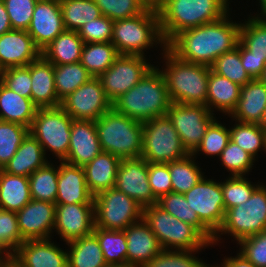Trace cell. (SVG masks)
<instances>
[{
	"mask_svg": "<svg viewBox=\"0 0 266 267\" xmlns=\"http://www.w3.org/2000/svg\"><path fill=\"white\" fill-rule=\"evenodd\" d=\"M123 231L127 239V264L130 266L144 267L163 250L143 218Z\"/></svg>",
	"mask_w": 266,
	"mask_h": 267,
	"instance_id": "23",
	"label": "cell"
},
{
	"mask_svg": "<svg viewBox=\"0 0 266 267\" xmlns=\"http://www.w3.org/2000/svg\"><path fill=\"white\" fill-rule=\"evenodd\" d=\"M59 173L55 204H94V196L88 190L82 166L58 161Z\"/></svg>",
	"mask_w": 266,
	"mask_h": 267,
	"instance_id": "24",
	"label": "cell"
},
{
	"mask_svg": "<svg viewBox=\"0 0 266 267\" xmlns=\"http://www.w3.org/2000/svg\"><path fill=\"white\" fill-rule=\"evenodd\" d=\"M215 115L204 105L171 102L167 110V117L189 154L199 146L207 128L216 119Z\"/></svg>",
	"mask_w": 266,
	"mask_h": 267,
	"instance_id": "12",
	"label": "cell"
},
{
	"mask_svg": "<svg viewBox=\"0 0 266 267\" xmlns=\"http://www.w3.org/2000/svg\"><path fill=\"white\" fill-rule=\"evenodd\" d=\"M221 267H255L242 253L238 252L235 257H224Z\"/></svg>",
	"mask_w": 266,
	"mask_h": 267,
	"instance_id": "57",
	"label": "cell"
},
{
	"mask_svg": "<svg viewBox=\"0 0 266 267\" xmlns=\"http://www.w3.org/2000/svg\"><path fill=\"white\" fill-rule=\"evenodd\" d=\"M68 267H105L103 252L97 237L92 233L67 243Z\"/></svg>",
	"mask_w": 266,
	"mask_h": 267,
	"instance_id": "33",
	"label": "cell"
},
{
	"mask_svg": "<svg viewBox=\"0 0 266 267\" xmlns=\"http://www.w3.org/2000/svg\"><path fill=\"white\" fill-rule=\"evenodd\" d=\"M73 119L61 107L38 108L29 132L41 144L44 153L53 152L59 161L68 154Z\"/></svg>",
	"mask_w": 266,
	"mask_h": 267,
	"instance_id": "9",
	"label": "cell"
},
{
	"mask_svg": "<svg viewBox=\"0 0 266 267\" xmlns=\"http://www.w3.org/2000/svg\"><path fill=\"white\" fill-rule=\"evenodd\" d=\"M95 125L103 152L120 159L141 157L143 123L117 113L112 108L99 117Z\"/></svg>",
	"mask_w": 266,
	"mask_h": 267,
	"instance_id": "6",
	"label": "cell"
},
{
	"mask_svg": "<svg viewBox=\"0 0 266 267\" xmlns=\"http://www.w3.org/2000/svg\"><path fill=\"white\" fill-rule=\"evenodd\" d=\"M60 106L72 119L96 121L112 109V102L106 96L100 79L92 77L62 99Z\"/></svg>",
	"mask_w": 266,
	"mask_h": 267,
	"instance_id": "15",
	"label": "cell"
},
{
	"mask_svg": "<svg viewBox=\"0 0 266 267\" xmlns=\"http://www.w3.org/2000/svg\"><path fill=\"white\" fill-rule=\"evenodd\" d=\"M143 220L163 250L195 251L212 244L192 225L170 215L157 204L143 208Z\"/></svg>",
	"mask_w": 266,
	"mask_h": 267,
	"instance_id": "7",
	"label": "cell"
},
{
	"mask_svg": "<svg viewBox=\"0 0 266 267\" xmlns=\"http://www.w3.org/2000/svg\"><path fill=\"white\" fill-rule=\"evenodd\" d=\"M239 42L252 56L266 58V18L251 15L241 22Z\"/></svg>",
	"mask_w": 266,
	"mask_h": 267,
	"instance_id": "42",
	"label": "cell"
},
{
	"mask_svg": "<svg viewBox=\"0 0 266 267\" xmlns=\"http://www.w3.org/2000/svg\"><path fill=\"white\" fill-rule=\"evenodd\" d=\"M144 56L119 55L114 63L98 78L106 96L113 103L135 86L152 68Z\"/></svg>",
	"mask_w": 266,
	"mask_h": 267,
	"instance_id": "13",
	"label": "cell"
},
{
	"mask_svg": "<svg viewBox=\"0 0 266 267\" xmlns=\"http://www.w3.org/2000/svg\"><path fill=\"white\" fill-rule=\"evenodd\" d=\"M242 253L255 267H266V230L237 243Z\"/></svg>",
	"mask_w": 266,
	"mask_h": 267,
	"instance_id": "54",
	"label": "cell"
},
{
	"mask_svg": "<svg viewBox=\"0 0 266 267\" xmlns=\"http://www.w3.org/2000/svg\"><path fill=\"white\" fill-rule=\"evenodd\" d=\"M111 42L119 55L146 56L145 51L153 48L154 44L165 49V43L159 22L156 6L150 5L137 16L115 20L113 22ZM158 44V45H157Z\"/></svg>",
	"mask_w": 266,
	"mask_h": 267,
	"instance_id": "5",
	"label": "cell"
},
{
	"mask_svg": "<svg viewBox=\"0 0 266 267\" xmlns=\"http://www.w3.org/2000/svg\"><path fill=\"white\" fill-rule=\"evenodd\" d=\"M32 200L29 178L0 170V209L18 212Z\"/></svg>",
	"mask_w": 266,
	"mask_h": 267,
	"instance_id": "31",
	"label": "cell"
},
{
	"mask_svg": "<svg viewBox=\"0 0 266 267\" xmlns=\"http://www.w3.org/2000/svg\"><path fill=\"white\" fill-rule=\"evenodd\" d=\"M184 196L199 219L216 234L226 213L221 182L203 176Z\"/></svg>",
	"mask_w": 266,
	"mask_h": 267,
	"instance_id": "14",
	"label": "cell"
},
{
	"mask_svg": "<svg viewBox=\"0 0 266 267\" xmlns=\"http://www.w3.org/2000/svg\"><path fill=\"white\" fill-rule=\"evenodd\" d=\"M92 77L81 62L54 65V83L58 98L64 99Z\"/></svg>",
	"mask_w": 266,
	"mask_h": 267,
	"instance_id": "39",
	"label": "cell"
},
{
	"mask_svg": "<svg viewBox=\"0 0 266 267\" xmlns=\"http://www.w3.org/2000/svg\"><path fill=\"white\" fill-rule=\"evenodd\" d=\"M259 80L266 86V65L264 67L263 73L261 77L259 78Z\"/></svg>",
	"mask_w": 266,
	"mask_h": 267,
	"instance_id": "62",
	"label": "cell"
},
{
	"mask_svg": "<svg viewBox=\"0 0 266 267\" xmlns=\"http://www.w3.org/2000/svg\"><path fill=\"white\" fill-rule=\"evenodd\" d=\"M161 51L165 67L159 70L165 78L170 101L206 106L211 67L183 61L167 47Z\"/></svg>",
	"mask_w": 266,
	"mask_h": 267,
	"instance_id": "4",
	"label": "cell"
},
{
	"mask_svg": "<svg viewBox=\"0 0 266 267\" xmlns=\"http://www.w3.org/2000/svg\"><path fill=\"white\" fill-rule=\"evenodd\" d=\"M41 56L26 30L12 29L0 36V72L11 67L27 66Z\"/></svg>",
	"mask_w": 266,
	"mask_h": 267,
	"instance_id": "21",
	"label": "cell"
},
{
	"mask_svg": "<svg viewBox=\"0 0 266 267\" xmlns=\"http://www.w3.org/2000/svg\"><path fill=\"white\" fill-rule=\"evenodd\" d=\"M0 81L20 96L31 99V75L27 66L2 70L0 72Z\"/></svg>",
	"mask_w": 266,
	"mask_h": 267,
	"instance_id": "51",
	"label": "cell"
},
{
	"mask_svg": "<svg viewBox=\"0 0 266 267\" xmlns=\"http://www.w3.org/2000/svg\"><path fill=\"white\" fill-rule=\"evenodd\" d=\"M38 0H3L12 29H28Z\"/></svg>",
	"mask_w": 266,
	"mask_h": 267,
	"instance_id": "52",
	"label": "cell"
},
{
	"mask_svg": "<svg viewBox=\"0 0 266 267\" xmlns=\"http://www.w3.org/2000/svg\"><path fill=\"white\" fill-rule=\"evenodd\" d=\"M266 109V86L252 79L240 88V98L231 113L232 121L260 124Z\"/></svg>",
	"mask_w": 266,
	"mask_h": 267,
	"instance_id": "26",
	"label": "cell"
},
{
	"mask_svg": "<svg viewBox=\"0 0 266 267\" xmlns=\"http://www.w3.org/2000/svg\"><path fill=\"white\" fill-rule=\"evenodd\" d=\"M230 130V140L249 153L256 161L258 152L265 151L266 132L256 123L235 121ZM257 156V157H256Z\"/></svg>",
	"mask_w": 266,
	"mask_h": 267,
	"instance_id": "40",
	"label": "cell"
},
{
	"mask_svg": "<svg viewBox=\"0 0 266 267\" xmlns=\"http://www.w3.org/2000/svg\"><path fill=\"white\" fill-rule=\"evenodd\" d=\"M52 238L24 241L10 259L19 267H68V253Z\"/></svg>",
	"mask_w": 266,
	"mask_h": 267,
	"instance_id": "19",
	"label": "cell"
},
{
	"mask_svg": "<svg viewBox=\"0 0 266 267\" xmlns=\"http://www.w3.org/2000/svg\"><path fill=\"white\" fill-rule=\"evenodd\" d=\"M113 20L102 15L87 22L77 31L84 43L111 42Z\"/></svg>",
	"mask_w": 266,
	"mask_h": 267,
	"instance_id": "53",
	"label": "cell"
},
{
	"mask_svg": "<svg viewBox=\"0 0 266 267\" xmlns=\"http://www.w3.org/2000/svg\"><path fill=\"white\" fill-rule=\"evenodd\" d=\"M37 109L30 98L20 96L0 81V120L30 129Z\"/></svg>",
	"mask_w": 266,
	"mask_h": 267,
	"instance_id": "30",
	"label": "cell"
},
{
	"mask_svg": "<svg viewBox=\"0 0 266 267\" xmlns=\"http://www.w3.org/2000/svg\"><path fill=\"white\" fill-rule=\"evenodd\" d=\"M120 162L119 157L102 151L91 162L83 166L86 184L93 196L115 187Z\"/></svg>",
	"mask_w": 266,
	"mask_h": 267,
	"instance_id": "27",
	"label": "cell"
},
{
	"mask_svg": "<svg viewBox=\"0 0 266 267\" xmlns=\"http://www.w3.org/2000/svg\"><path fill=\"white\" fill-rule=\"evenodd\" d=\"M240 88L241 86L238 84L211 69L207 86L206 106L212 113L216 110L222 112V114L225 113V116H230L238 104Z\"/></svg>",
	"mask_w": 266,
	"mask_h": 267,
	"instance_id": "28",
	"label": "cell"
},
{
	"mask_svg": "<svg viewBox=\"0 0 266 267\" xmlns=\"http://www.w3.org/2000/svg\"><path fill=\"white\" fill-rule=\"evenodd\" d=\"M59 165L48 162L34 171L29 178L31 197L34 200L55 204L57 197Z\"/></svg>",
	"mask_w": 266,
	"mask_h": 267,
	"instance_id": "38",
	"label": "cell"
},
{
	"mask_svg": "<svg viewBox=\"0 0 266 267\" xmlns=\"http://www.w3.org/2000/svg\"><path fill=\"white\" fill-rule=\"evenodd\" d=\"M118 56L112 42L84 43L80 62L93 77H99Z\"/></svg>",
	"mask_w": 266,
	"mask_h": 267,
	"instance_id": "35",
	"label": "cell"
},
{
	"mask_svg": "<svg viewBox=\"0 0 266 267\" xmlns=\"http://www.w3.org/2000/svg\"><path fill=\"white\" fill-rule=\"evenodd\" d=\"M211 69L241 87L252 80L241 63L239 42L234 49L219 56L211 65Z\"/></svg>",
	"mask_w": 266,
	"mask_h": 267,
	"instance_id": "43",
	"label": "cell"
},
{
	"mask_svg": "<svg viewBox=\"0 0 266 267\" xmlns=\"http://www.w3.org/2000/svg\"><path fill=\"white\" fill-rule=\"evenodd\" d=\"M202 267H219V265L218 264L217 265L216 264H214V265L211 264L210 265V264H206L205 263Z\"/></svg>",
	"mask_w": 266,
	"mask_h": 267,
	"instance_id": "65",
	"label": "cell"
},
{
	"mask_svg": "<svg viewBox=\"0 0 266 267\" xmlns=\"http://www.w3.org/2000/svg\"><path fill=\"white\" fill-rule=\"evenodd\" d=\"M65 30L78 31L80 27L102 16L94 0H59Z\"/></svg>",
	"mask_w": 266,
	"mask_h": 267,
	"instance_id": "36",
	"label": "cell"
},
{
	"mask_svg": "<svg viewBox=\"0 0 266 267\" xmlns=\"http://www.w3.org/2000/svg\"><path fill=\"white\" fill-rule=\"evenodd\" d=\"M157 205L170 215L194 226L211 244L215 234L199 219L192 210L184 194L170 192L157 200Z\"/></svg>",
	"mask_w": 266,
	"mask_h": 267,
	"instance_id": "34",
	"label": "cell"
},
{
	"mask_svg": "<svg viewBox=\"0 0 266 267\" xmlns=\"http://www.w3.org/2000/svg\"><path fill=\"white\" fill-rule=\"evenodd\" d=\"M7 259V257L0 251V265Z\"/></svg>",
	"mask_w": 266,
	"mask_h": 267,
	"instance_id": "64",
	"label": "cell"
},
{
	"mask_svg": "<svg viewBox=\"0 0 266 267\" xmlns=\"http://www.w3.org/2000/svg\"><path fill=\"white\" fill-rule=\"evenodd\" d=\"M65 30L59 0H38L27 29L35 45L42 51Z\"/></svg>",
	"mask_w": 266,
	"mask_h": 267,
	"instance_id": "20",
	"label": "cell"
},
{
	"mask_svg": "<svg viewBox=\"0 0 266 267\" xmlns=\"http://www.w3.org/2000/svg\"><path fill=\"white\" fill-rule=\"evenodd\" d=\"M228 13L220 20L181 31L167 48L179 59L211 67L225 52L239 42L240 23L233 22Z\"/></svg>",
	"mask_w": 266,
	"mask_h": 267,
	"instance_id": "1",
	"label": "cell"
},
{
	"mask_svg": "<svg viewBox=\"0 0 266 267\" xmlns=\"http://www.w3.org/2000/svg\"><path fill=\"white\" fill-rule=\"evenodd\" d=\"M241 63L252 79H259L266 65V58L252 56V53L239 42Z\"/></svg>",
	"mask_w": 266,
	"mask_h": 267,
	"instance_id": "56",
	"label": "cell"
},
{
	"mask_svg": "<svg viewBox=\"0 0 266 267\" xmlns=\"http://www.w3.org/2000/svg\"><path fill=\"white\" fill-rule=\"evenodd\" d=\"M222 167L230 172V176H246L256 161L249 153L233 141H229L228 145L219 156Z\"/></svg>",
	"mask_w": 266,
	"mask_h": 267,
	"instance_id": "49",
	"label": "cell"
},
{
	"mask_svg": "<svg viewBox=\"0 0 266 267\" xmlns=\"http://www.w3.org/2000/svg\"><path fill=\"white\" fill-rule=\"evenodd\" d=\"M264 230H266V184L261 182L248 201L226 211L222 227L215 234L212 245L219 243L223 239L220 238L223 234H229L240 242Z\"/></svg>",
	"mask_w": 266,
	"mask_h": 267,
	"instance_id": "8",
	"label": "cell"
},
{
	"mask_svg": "<svg viewBox=\"0 0 266 267\" xmlns=\"http://www.w3.org/2000/svg\"><path fill=\"white\" fill-rule=\"evenodd\" d=\"M143 207L115 187L94 196L95 227L125 230L142 219Z\"/></svg>",
	"mask_w": 266,
	"mask_h": 267,
	"instance_id": "11",
	"label": "cell"
},
{
	"mask_svg": "<svg viewBox=\"0 0 266 267\" xmlns=\"http://www.w3.org/2000/svg\"><path fill=\"white\" fill-rule=\"evenodd\" d=\"M171 104L159 66H154L135 86L112 103V108L141 123L167 115Z\"/></svg>",
	"mask_w": 266,
	"mask_h": 267,
	"instance_id": "3",
	"label": "cell"
},
{
	"mask_svg": "<svg viewBox=\"0 0 266 267\" xmlns=\"http://www.w3.org/2000/svg\"><path fill=\"white\" fill-rule=\"evenodd\" d=\"M0 267H19L15 262H13L10 258H7Z\"/></svg>",
	"mask_w": 266,
	"mask_h": 267,
	"instance_id": "60",
	"label": "cell"
},
{
	"mask_svg": "<svg viewBox=\"0 0 266 267\" xmlns=\"http://www.w3.org/2000/svg\"><path fill=\"white\" fill-rule=\"evenodd\" d=\"M192 154L168 162L172 192L184 194L188 192L204 176L198 162Z\"/></svg>",
	"mask_w": 266,
	"mask_h": 267,
	"instance_id": "37",
	"label": "cell"
},
{
	"mask_svg": "<svg viewBox=\"0 0 266 267\" xmlns=\"http://www.w3.org/2000/svg\"><path fill=\"white\" fill-rule=\"evenodd\" d=\"M107 264H127V239L123 230H107L94 227Z\"/></svg>",
	"mask_w": 266,
	"mask_h": 267,
	"instance_id": "41",
	"label": "cell"
},
{
	"mask_svg": "<svg viewBox=\"0 0 266 267\" xmlns=\"http://www.w3.org/2000/svg\"><path fill=\"white\" fill-rule=\"evenodd\" d=\"M101 14L115 21L127 19L144 12L150 3L148 0H94Z\"/></svg>",
	"mask_w": 266,
	"mask_h": 267,
	"instance_id": "48",
	"label": "cell"
},
{
	"mask_svg": "<svg viewBox=\"0 0 266 267\" xmlns=\"http://www.w3.org/2000/svg\"><path fill=\"white\" fill-rule=\"evenodd\" d=\"M148 178L152 193L157 200L172 192L168 163L148 162Z\"/></svg>",
	"mask_w": 266,
	"mask_h": 267,
	"instance_id": "55",
	"label": "cell"
},
{
	"mask_svg": "<svg viewBox=\"0 0 266 267\" xmlns=\"http://www.w3.org/2000/svg\"><path fill=\"white\" fill-rule=\"evenodd\" d=\"M263 130L266 132V109H265V112H264V115H263V119L262 121L260 122L259 124Z\"/></svg>",
	"mask_w": 266,
	"mask_h": 267,
	"instance_id": "61",
	"label": "cell"
},
{
	"mask_svg": "<svg viewBox=\"0 0 266 267\" xmlns=\"http://www.w3.org/2000/svg\"><path fill=\"white\" fill-rule=\"evenodd\" d=\"M102 152L95 121L73 119L67 163L84 166Z\"/></svg>",
	"mask_w": 266,
	"mask_h": 267,
	"instance_id": "22",
	"label": "cell"
},
{
	"mask_svg": "<svg viewBox=\"0 0 266 267\" xmlns=\"http://www.w3.org/2000/svg\"><path fill=\"white\" fill-rule=\"evenodd\" d=\"M150 5L156 6L157 5V0H148Z\"/></svg>",
	"mask_w": 266,
	"mask_h": 267,
	"instance_id": "66",
	"label": "cell"
},
{
	"mask_svg": "<svg viewBox=\"0 0 266 267\" xmlns=\"http://www.w3.org/2000/svg\"><path fill=\"white\" fill-rule=\"evenodd\" d=\"M56 204L32 199L16 212L21 237L24 241L52 238Z\"/></svg>",
	"mask_w": 266,
	"mask_h": 267,
	"instance_id": "18",
	"label": "cell"
},
{
	"mask_svg": "<svg viewBox=\"0 0 266 267\" xmlns=\"http://www.w3.org/2000/svg\"><path fill=\"white\" fill-rule=\"evenodd\" d=\"M94 227V204H56L54 232L66 244L91 235Z\"/></svg>",
	"mask_w": 266,
	"mask_h": 267,
	"instance_id": "17",
	"label": "cell"
},
{
	"mask_svg": "<svg viewBox=\"0 0 266 267\" xmlns=\"http://www.w3.org/2000/svg\"><path fill=\"white\" fill-rule=\"evenodd\" d=\"M46 156L41 144L29 132L3 170L9 174L29 177L49 162Z\"/></svg>",
	"mask_w": 266,
	"mask_h": 267,
	"instance_id": "29",
	"label": "cell"
},
{
	"mask_svg": "<svg viewBox=\"0 0 266 267\" xmlns=\"http://www.w3.org/2000/svg\"><path fill=\"white\" fill-rule=\"evenodd\" d=\"M31 75V100L38 108L58 107V98L54 83V64L42 55L27 65Z\"/></svg>",
	"mask_w": 266,
	"mask_h": 267,
	"instance_id": "25",
	"label": "cell"
},
{
	"mask_svg": "<svg viewBox=\"0 0 266 267\" xmlns=\"http://www.w3.org/2000/svg\"><path fill=\"white\" fill-rule=\"evenodd\" d=\"M29 128L8 121L0 120V168L15 155Z\"/></svg>",
	"mask_w": 266,
	"mask_h": 267,
	"instance_id": "44",
	"label": "cell"
},
{
	"mask_svg": "<svg viewBox=\"0 0 266 267\" xmlns=\"http://www.w3.org/2000/svg\"><path fill=\"white\" fill-rule=\"evenodd\" d=\"M23 242L16 212L0 209V251L10 258Z\"/></svg>",
	"mask_w": 266,
	"mask_h": 267,
	"instance_id": "46",
	"label": "cell"
},
{
	"mask_svg": "<svg viewBox=\"0 0 266 267\" xmlns=\"http://www.w3.org/2000/svg\"><path fill=\"white\" fill-rule=\"evenodd\" d=\"M188 154L167 115L143 123L141 157L147 162L168 163Z\"/></svg>",
	"mask_w": 266,
	"mask_h": 267,
	"instance_id": "10",
	"label": "cell"
},
{
	"mask_svg": "<svg viewBox=\"0 0 266 267\" xmlns=\"http://www.w3.org/2000/svg\"><path fill=\"white\" fill-rule=\"evenodd\" d=\"M105 267H133L129 264H107Z\"/></svg>",
	"mask_w": 266,
	"mask_h": 267,
	"instance_id": "63",
	"label": "cell"
},
{
	"mask_svg": "<svg viewBox=\"0 0 266 267\" xmlns=\"http://www.w3.org/2000/svg\"><path fill=\"white\" fill-rule=\"evenodd\" d=\"M252 183L246 176H229L221 181L225 211L248 201L253 191L260 185L259 181L257 184Z\"/></svg>",
	"mask_w": 266,
	"mask_h": 267,
	"instance_id": "45",
	"label": "cell"
},
{
	"mask_svg": "<svg viewBox=\"0 0 266 267\" xmlns=\"http://www.w3.org/2000/svg\"><path fill=\"white\" fill-rule=\"evenodd\" d=\"M201 250H162L144 267H202L205 262L194 256Z\"/></svg>",
	"mask_w": 266,
	"mask_h": 267,
	"instance_id": "50",
	"label": "cell"
},
{
	"mask_svg": "<svg viewBox=\"0 0 266 267\" xmlns=\"http://www.w3.org/2000/svg\"><path fill=\"white\" fill-rule=\"evenodd\" d=\"M115 188L134 199L140 206L157 204L148 178V162L142 157L121 159Z\"/></svg>",
	"mask_w": 266,
	"mask_h": 267,
	"instance_id": "16",
	"label": "cell"
},
{
	"mask_svg": "<svg viewBox=\"0 0 266 267\" xmlns=\"http://www.w3.org/2000/svg\"><path fill=\"white\" fill-rule=\"evenodd\" d=\"M229 0H161L157 5L166 44L181 31L220 20L230 10Z\"/></svg>",
	"mask_w": 266,
	"mask_h": 267,
	"instance_id": "2",
	"label": "cell"
},
{
	"mask_svg": "<svg viewBox=\"0 0 266 267\" xmlns=\"http://www.w3.org/2000/svg\"><path fill=\"white\" fill-rule=\"evenodd\" d=\"M12 30L9 15L3 0H0V36Z\"/></svg>",
	"mask_w": 266,
	"mask_h": 267,
	"instance_id": "58",
	"label": "cell"
},
{
	"mask_svg": "<svg viewBox=\"0 0 266 267\" xmlns=\"http://www.w3.org/2000/svg\"><path fill=\"white\" fill-rule=\"evenodd\" d=\"M258 1V0H257ZM259 6H260V14L258 11V14L256 13L254 16L260 17V18H266V0H259Z\"/></svg>",
	"mask_w": 266,
	"mask_h": 267,
	"instance_id": "59",
	"label": "cell"
},
{
	"mask_svg": "<svg viewBox=\"0 0 266 267\" xmlns=\"http://www.w3.org/2000/svg\"><path fill=\"white\" fill-rule=\"evenodd\" d=\"M229 141L230 130L226 128L225 124L219 123V121L215 119L207 128L203 139L192 155L196 158V155L202 152L206 156L219 157Z\"/></svg>",
	"mask_w": 266,
	"mask_h": 267,
	"instance_id": "47",
	"label": "cell"
},
{
	"mask_svg": "<svg viewBox=\"0 0 266 267\" xmlns=\"http://www.w3.org/2000/svg\"><path fill=\"white\" fill-rule=\"evenodd\" d=\"M84 42L77 31L64 30L42 51L41 55L54 65L81 61Z\"/></svg>",
	"mask_w": 266,
	"mask_h": 267,
	"instance_id": "32",
	"label": "cell"
}]
</instances>
